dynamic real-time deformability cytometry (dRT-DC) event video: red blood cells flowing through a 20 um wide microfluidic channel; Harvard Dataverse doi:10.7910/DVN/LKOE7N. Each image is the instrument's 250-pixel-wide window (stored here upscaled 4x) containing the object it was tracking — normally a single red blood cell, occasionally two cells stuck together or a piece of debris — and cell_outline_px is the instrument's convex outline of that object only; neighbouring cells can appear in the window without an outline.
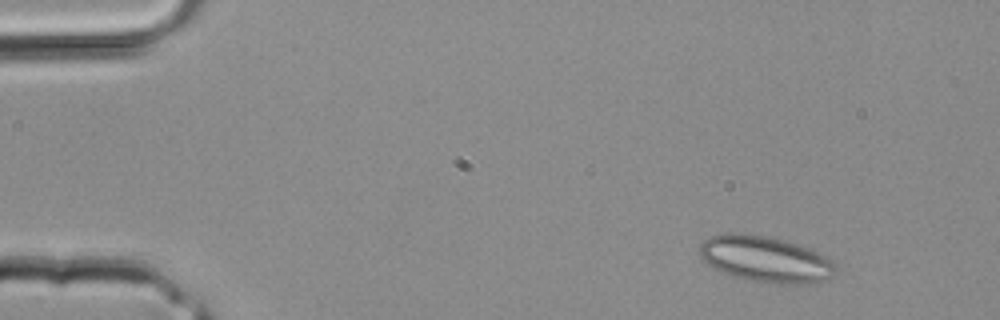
{"species": "common noctule bat (a hibernating species)", "species_latin": "Nyctalus noctula", "temperature_condition": "room temperature", "stored_images_in_passage": 2, "camera_frame_rate_fps": 3000, "um_per_image_px": 0.085, "animal": {"sex": "male", "body_mass_g": 20.4}, "frame": {"image": 1, "passage_image": 1, "time_ms": 0.0, "image_size_px": [1000, 320], "cell_outline_px": [[836, 276], [828, 280], [804, 284], [780, 284], [732, 276], [708, 264], [700, 256], [700, 244], [708, 236], [724, 232], [732, 232], [764, 236], [796, 244], [808, 248], [832, 260], [836, 264]], "centroid_in_image_um": [65.09, 22.03], "position_along_channel_um": 19.9, "area_um2": 36.3}}